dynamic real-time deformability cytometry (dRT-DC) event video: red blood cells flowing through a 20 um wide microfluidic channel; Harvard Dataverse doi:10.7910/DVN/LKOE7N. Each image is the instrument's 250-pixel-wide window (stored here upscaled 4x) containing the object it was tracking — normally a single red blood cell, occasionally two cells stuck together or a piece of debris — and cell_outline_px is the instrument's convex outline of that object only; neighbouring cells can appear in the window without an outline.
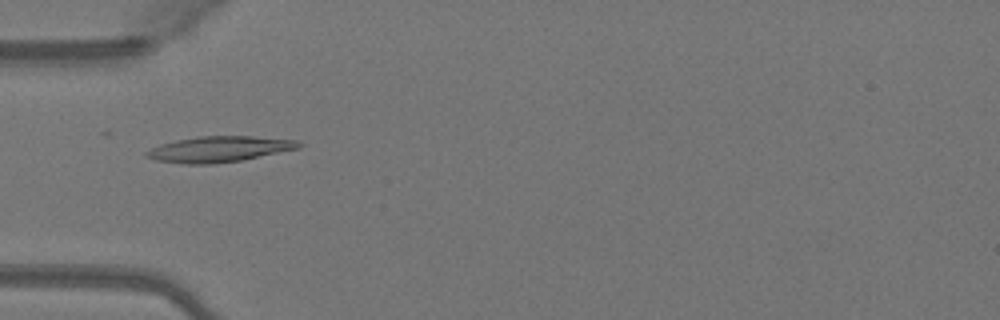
{"species": "Egyptian fruit bat (a non-hibernating species)", "species_latin": "Rousettus aegyptiacus", "temperature_condition": "warm", "stored_images_in_passage": 48, "camera_frame_rate_fps": 3000, "um_per_image_px": 0.085, "animal": {"sex": "female"}, "frame": {"image": 1, "passage_image": 14, "time_ms": 4.333, "image_size_px": [1000, 320], "cell_outline_px": [[304, 144], [300, 148], [240, 160], [212, 164], [184, 164], [156, 160], [144, 156], [144, 152], [160, 144], [176, 140], [196, 136], [252, 136], [300, 140]], "centroid_in_image_um": [18.64, 12.67], "position_along_channel_um": 66.4, "area_um2": 22.95}}
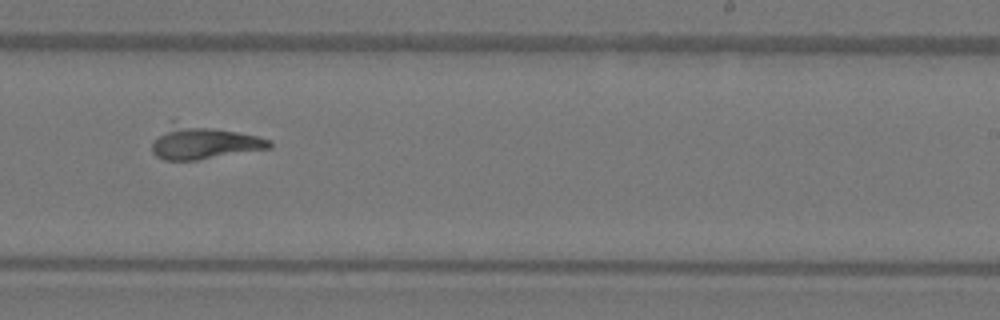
{"frame": {"image": 2, "passage_image": 29, "time_ms": 9.333, "image_size_px": [1000, 320], "cell_outline_px": [[272, 148], [196, 160], [164, 160], [156, 156], [152, 152], [152, 144], [168, 120], [172, 120], [236, 132], [256, 136], [272, 140]], "centroid_in_image_um": [17.25, 12.09], "position_along_channel_um": 271.8, "area_um2": 22.83}}
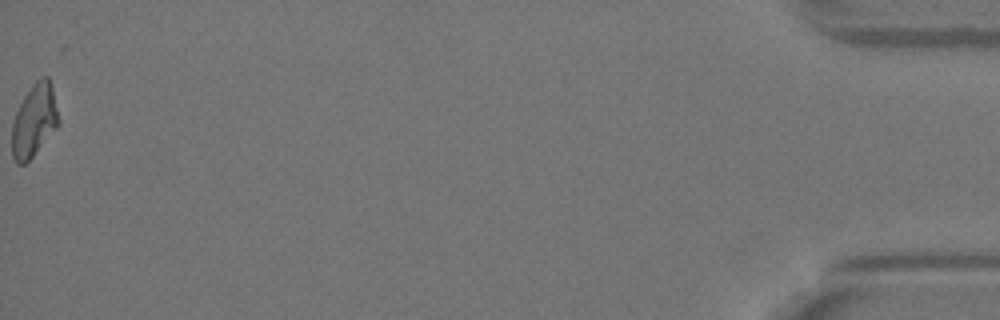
{"frame": {"image": 3, "passage_image": 48, "time_ms": 15.667, "image_size_px": [1000, 320], "cell_outline_px": [[60, 124], [32, 156], [24, 164], [16, 164], [12, 156], [12, 120], [24, 96], [32, 84], [40, 76], [48, 76], [52, 88], [60, 120]], "centroid_in_image_um": [2.9, 10.23], "position_along_channel_um": 432.3, "area_um2": 19.71}}